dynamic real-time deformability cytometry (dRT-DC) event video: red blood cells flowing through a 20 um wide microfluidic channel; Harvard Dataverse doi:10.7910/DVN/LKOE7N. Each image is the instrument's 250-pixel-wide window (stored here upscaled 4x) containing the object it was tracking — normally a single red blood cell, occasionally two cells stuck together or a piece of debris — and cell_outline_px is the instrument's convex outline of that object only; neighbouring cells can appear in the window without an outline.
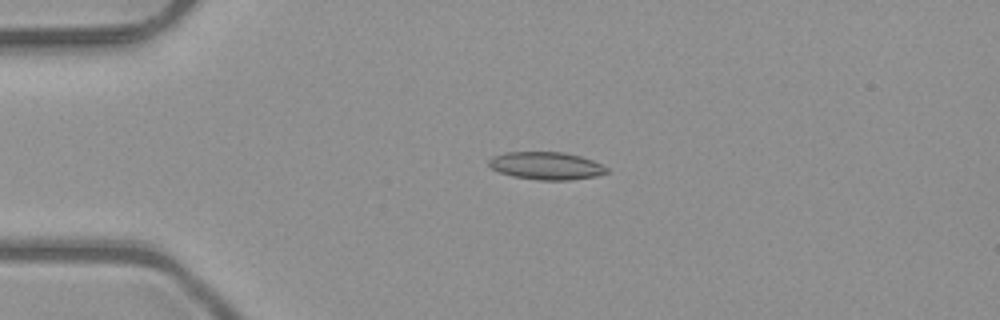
{"species": "common noctule bat (a hibernating species)", "species_latin": "Nyctalus noctula", "temperature_condition": "room temperature", "stored_images_in_passage": 6, "camera_frame_rate_fps": 3000, "um_per_image_px": 0.085, "animal": {"sex": "male", "body_mass_g": 23.1, "forearm_length_mm": 52.7}, "frame": {"image": 1, "passage_image": 4, "time_ms": 1.0, "image_size_px": [1000, 320], "cell_outline_px": [[608, 172], [596, 176], [568, 180], [536, 180], [512, 176], [500, 172], [492, 168], [488, 164], [488, 160], [492, 156], [504, 152], [564, 152], [580, 156], [592, 160], [608, 168]], "centroid_in_image_um": [46.41, 14.09], "position_along_channel_um": 38.6, "area_um2": 19.02}}
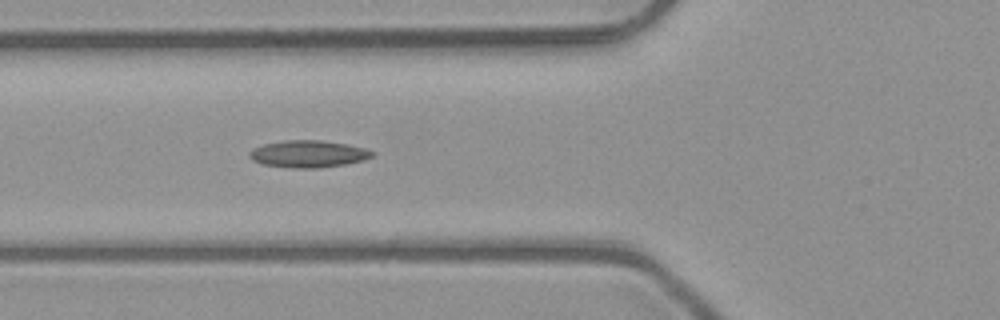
{"frame": {"image": 2, "passage_image": 6, "time_ms": 1.667, "image_size_px": [1000, 320], "cell_outline_px": [[376, 152], [372, 156], [364, 160], [348, 164], [320, 168], [292, 168], [260, 164], [252, 160], [248, 156], [248, 152], [252, 148], [264, 144], [284, 140], [324, 140], [348, 144], [364, 148]], "centroid_in_image_um": [26.19, 13.08], "position_along_channel_um": 99.6, "area_um2": 19.71}}